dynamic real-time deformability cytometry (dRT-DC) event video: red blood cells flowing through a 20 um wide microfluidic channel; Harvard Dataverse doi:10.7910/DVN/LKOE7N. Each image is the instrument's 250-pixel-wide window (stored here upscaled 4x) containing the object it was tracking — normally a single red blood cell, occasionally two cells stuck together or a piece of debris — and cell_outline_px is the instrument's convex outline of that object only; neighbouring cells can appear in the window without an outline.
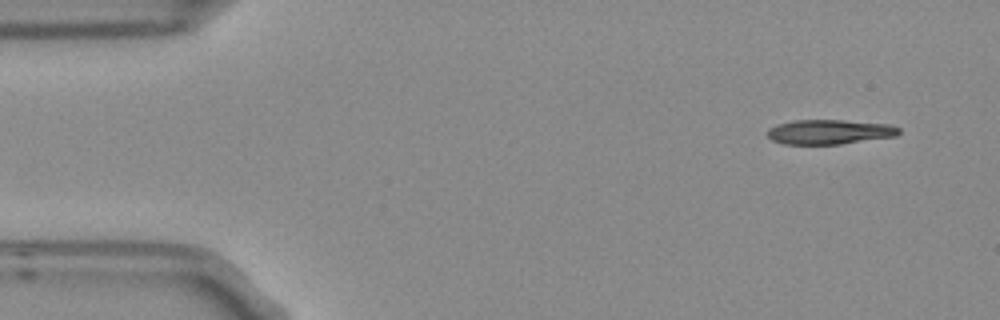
{"species": "Egyptian fruit bat (a non-hibernating species)", "species_latin": "Rousettus aegyptiacus", "temperature_condition": "room temperature", "stored_images_in_passage": 3, "camera_frame_rate_fps": 3000, "um_per_image_px": 0.085, "frame": {"image": 1, "passage_image": 1, "time_ms": 0.0, "image_size_px": [1000, 320], "cell_outline_px": [[900, 132], [896, 136], [840, 144], [784, 144], [772, 140], [768, 136], [768, 128], [776, 124], [792, 120], [844, 120], [892, 124], [900, 128]], "centroid_in_image_um": [70.51, 11.2], "position_along_channel_um": 14.5, "area_um2": 19.02}}